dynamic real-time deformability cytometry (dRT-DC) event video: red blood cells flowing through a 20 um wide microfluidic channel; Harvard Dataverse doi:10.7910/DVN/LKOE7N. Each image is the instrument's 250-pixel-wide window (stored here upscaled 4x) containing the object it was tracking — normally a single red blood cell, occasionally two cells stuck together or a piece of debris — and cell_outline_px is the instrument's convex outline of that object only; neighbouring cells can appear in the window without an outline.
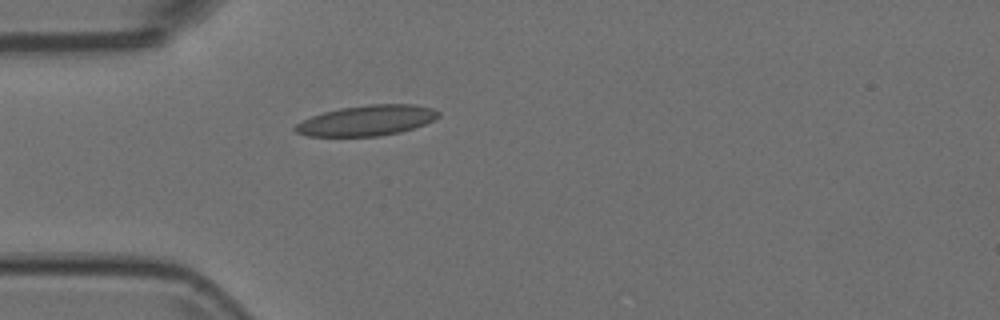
{"species": "Egyptian fruit bat (a non-hibernating species)", "species_latin": "Rousettus aegyptiacus", "temperature_condition": "room temperature", "stored_images_in_passage": 19, "camera_frame_rate_fps": 3000, "um_per_image_px": 0.085, "animal": {"sex": "female"}, "frame": {"image": 1, "passage_image": 1, "time_ms": 0.0, "image_size_px": [1000, 320], "cell_outline_px": [[440, 116], [424, 124], [400, 132], [380, 136], [308, 136], [296, 132], [292, 128], [296, 124], [312, 116], [324, 112], [340, 108], [368, 104], [412, 104], [432, 108], [440, 112]], "centroid_in_image_um": [31.17, 10.24], "position_along_channel_um": 53.8, "area_um2": 25.26}}
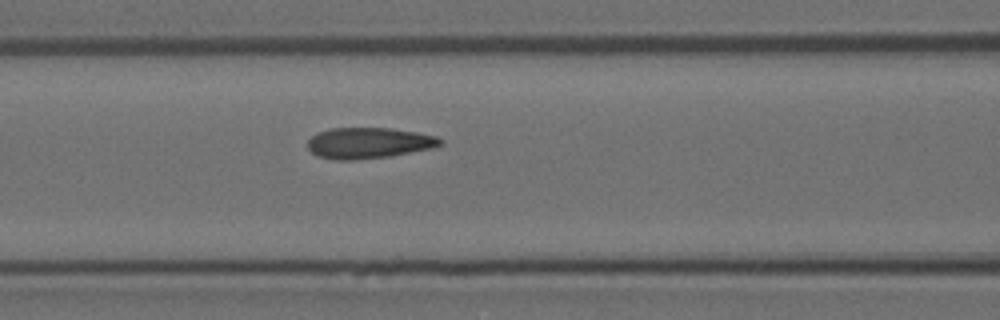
{"frame": {"image": 2, "passage_image": 8, "time_ms": 2.333, "image_size_px": [1000, 320], "cell_outline_px": [[444, 144], [432, 148], [388, 156], [356, 160], [332, 160], [320, 156], [312, 152], [308, 148], [308, 140], [316, 132], [332, 128], [392, 128], [416, 132], [436, 136], [444, 140]], "centroid_in_image_um": [31.35, 12.15], "position_along_channel_um": 135.3, "area_um2": 23.93}}
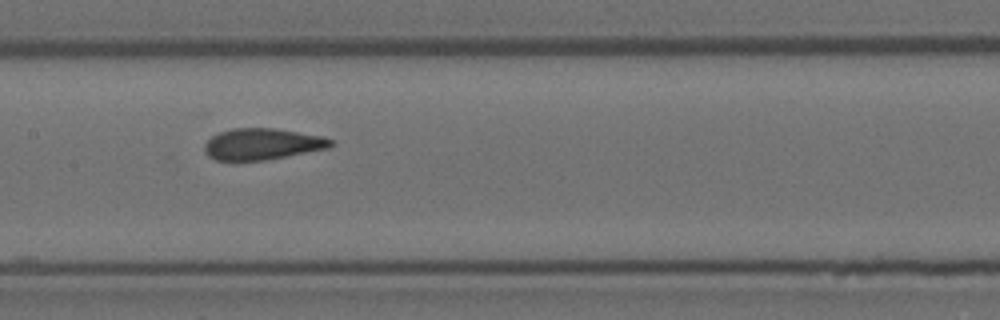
{"frame": {"image": 3, "passage_image": 12, "time_ms": 3.667, "image_size_px": [1000, 320], "cell_outline_px": [[336, 144], [328, 148], [264, 160], [216, 160], [208, 156], [204, 152], [204, 144], [212, 136], [220, 132], [232, 128], [272, 128], [324, 136], [332, 140]], "centroid_in_image_um": [22.29, 12.24], "position_along_channel_um": 185.1, "area_um2": 22.95}}